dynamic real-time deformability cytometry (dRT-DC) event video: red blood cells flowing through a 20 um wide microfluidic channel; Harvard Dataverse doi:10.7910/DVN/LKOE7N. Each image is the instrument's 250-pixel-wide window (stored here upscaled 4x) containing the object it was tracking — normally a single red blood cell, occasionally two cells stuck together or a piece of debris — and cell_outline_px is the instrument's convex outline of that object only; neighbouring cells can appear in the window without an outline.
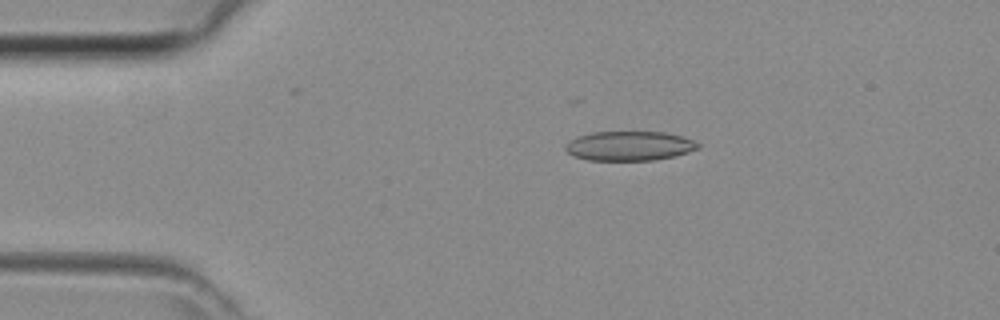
{"species": "common noctule bat (a hibernating species)", "species_latin": "Nyctalus noctula", "temperature_condition": "room temperature", "stored_images_in_passage": 36, "camera_frame_rate_fps": 3000, "um_per_image_px": 0.085, "animal": {"sex": "female", "body_mass_g": 29.2, "forearm_length_mm": 56.3}, "frame": {"image": 1, "passage_image": 1, "time_ms": 0.0, "image_size_px": [1000, 320], "cell_outline_px": [[700, 148], [676, 156], [652, 160], [588, 160], [572, 156], [564, 148], [564, 144], [580, 136], [592, 132], [664, 132], [684, 136], [700, 144]], "centroid_in_image_um": [53.51, 12.4], "position_along_channel_um": 31.5, "area_um2": 22.77}}
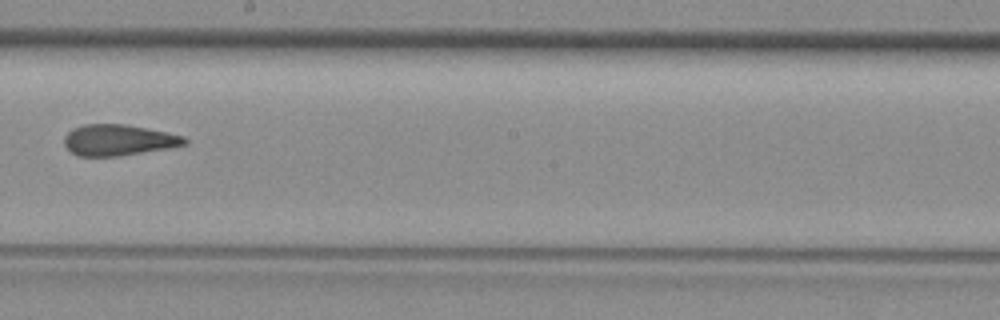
{"frame": {"image": 2, "passage_image": 17, "time_ms": 5.333, "image_size_px": [1000, 320], "cell_outline_px": [[188, 144], [168, 148], [116, 156], [80, 156], [72, 152], [64, 144], [64, 136], [72, 128], [84, 124], [124, 124], [184, 136], [188, 140]], "centroid_in_image_um": [10.05, 11.9], "position_along_channel_um": 238.2, "area_um2": 21.5}}
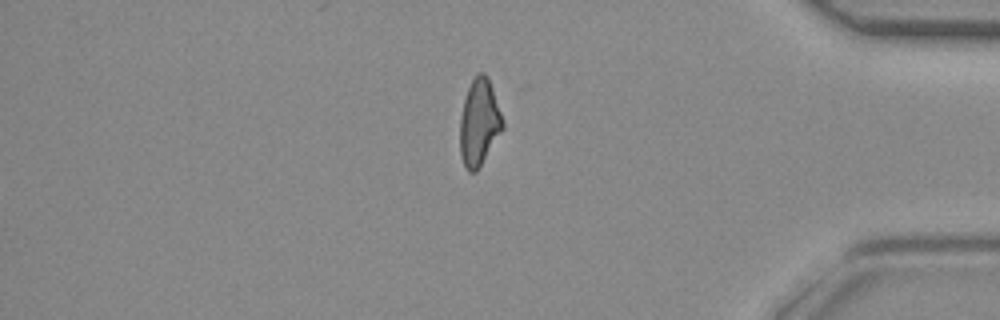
{"frame": {"image": 3, "passage_image": 29, "time_ms": 9.333, "image_size_px": [1000, 320], "cell_outline_px": [[504, 128], [476, 172], [468, 172], [460, 156], [460, 120], [464, 100], [468, 88], [476, 72], [484, 72], [488, 76], [504, 120]], "centroid_in_image_um": [40.74, 10.39], "position_along_channel_um": 394.5, "area_um2": 21.62}}